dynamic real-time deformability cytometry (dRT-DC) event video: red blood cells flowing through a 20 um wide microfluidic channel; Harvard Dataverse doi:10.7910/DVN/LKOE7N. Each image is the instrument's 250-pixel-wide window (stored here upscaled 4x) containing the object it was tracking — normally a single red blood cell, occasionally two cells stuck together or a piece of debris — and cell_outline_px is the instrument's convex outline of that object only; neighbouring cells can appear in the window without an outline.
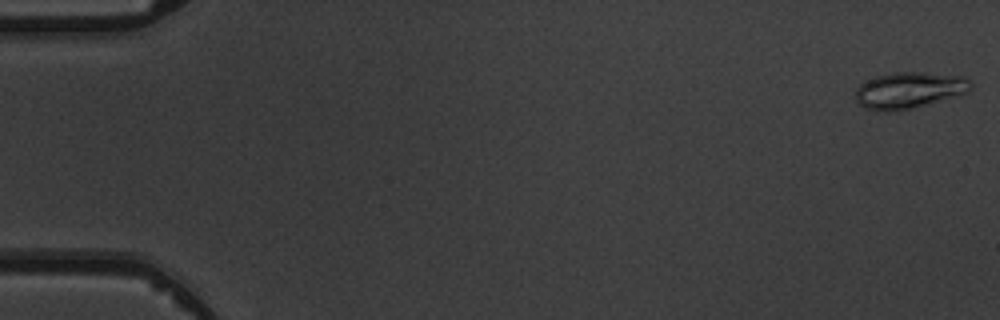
{"species": "common noctule bat (a hibernating species)", "species_latin": "Nyctalus noctula", "temperature_condition": "warm", "stored_images_in_passage": 6, "camera_frame_rate_fps": 3000, "um_per_image_px": 0.085, "animal": {"sex": "male", "body_mass_g": 19.5, "forearm_length_mm": 54.6}, "frame": {"image": 1, "passage_image": 1, "time_ms": 0.0, "image_size_px": [1000, 320], "cell_outline_px": [[972, 88], [968, 92], [960, 96], [896, 112], [876, 112], [864, 108], [856, 100], [856, 88], [864, 80], [876, 76], [896, 72], [924, 72], [964, 76], [972, 84]], "centroid_in_image_um": [77.27, 7.68], "position_along_channel_um": 7.7, "area_um2": 24.97}}
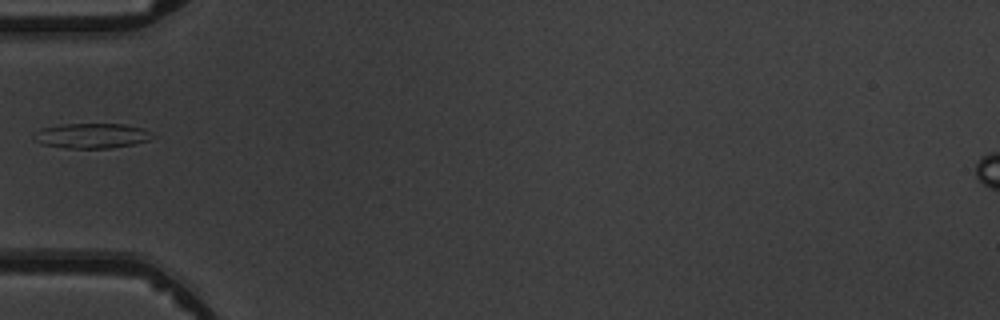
{"frame": {"image": 2, "passage_image": 5, "time_ms": 5.667, "image_size_px": [1000, 320], "cell_outline_px": [[156, 136], [148, 140], [132, 144], [112, 148], [64, 148], [40, 144], [32, 140], [32, 132], [40, 128], [64, 124], [124, 124], [144, 128], [152, 132]], "centroid_in_image_um": [7.74, 11.54], "position_along_channel_um": 77.3, "area_um2": 17.63}}
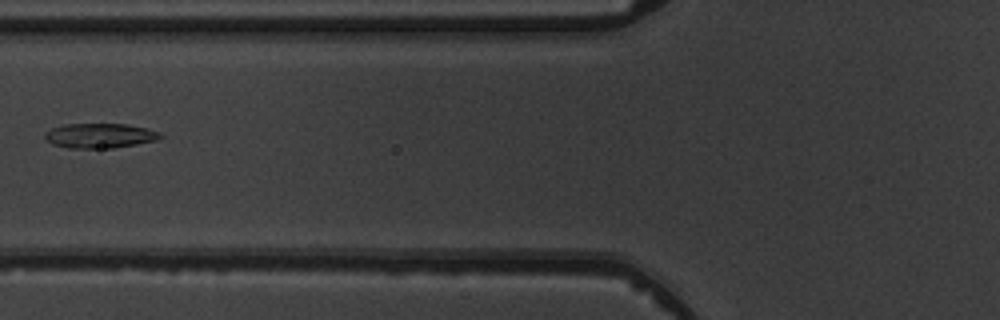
{"frame": {"image": 3, "passage_image": 6, "time_ms": 6.667, "image_size_px": [1000, 320], "cell_outline_px": [[164, 136], [156, 140], [136, 144], [112, 148], [68, 148], [52, 144], [44, 140], [44, 132], [52, 128], [64, 124], [128, 124], [148, 128], [160, 132]], "centroid_in_image_um": [8.47, 11.53], "position_along_channel_um": 117.3, "area_um2": 16.82}}